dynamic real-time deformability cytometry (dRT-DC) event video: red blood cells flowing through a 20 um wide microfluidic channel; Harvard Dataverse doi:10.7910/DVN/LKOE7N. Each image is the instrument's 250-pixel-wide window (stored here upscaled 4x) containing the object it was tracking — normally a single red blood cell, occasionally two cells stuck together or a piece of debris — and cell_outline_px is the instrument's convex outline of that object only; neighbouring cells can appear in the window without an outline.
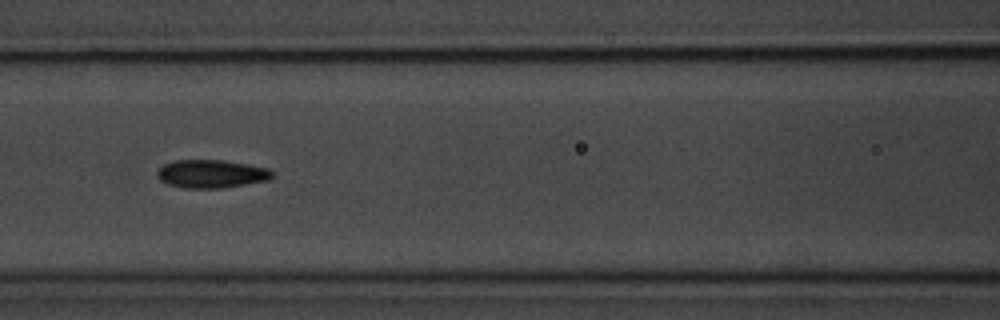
{"species": "common noctule bat (a hibernating species)", "species_latin": "Nyctalus noctula", "temperature_condition": "room temperature", "stored_images_in_passage": 9, "camera_frame_rate_fps": 3000, "um_per_image_px": 0.085, "animal": {"sex": "male", "body_mass_g": 20.1, "forearm_length_mm": 53.5}, "frame": {"image": 1, "passage_image": 6, "time_ms": 1.667, "image_size_px": [1000, 320], "cell_outline_px": [[276, 176], [268, 180], [220, 188], [184, 188], [168, 184], [160, 180], [156, 176], [156, 172], [164, 164], [176, 160], [224, 160], [248, 164], [268, 168]], "centroid_in_image_um": [17.96, 14.77], "position_along_channel_um": 148.6, "area_um2": 18.9}}
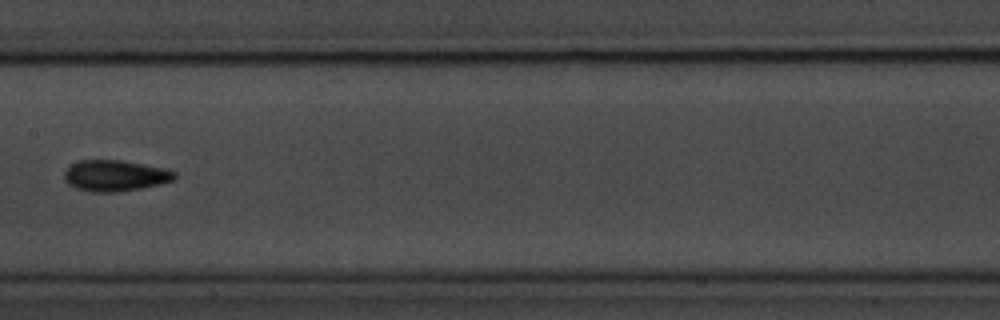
{"frame": {"image": 2, "passage_image": 7, "time_ms": 2.0, "image_size_px": [1000, 320], "cell_outline_px": [[176, 180], [160, 184], [140, 188], [116, 192], [92, 192], [76, 188], [68, 184], [64, 180], [64, 172], [72, 164], [80, 160], [120, 160], [164, 168], [176, 172]], "centroid_in_image_um": [9.79, 14.93], "position_along_channel_um": 197.6, "area_um2": 19.94}}
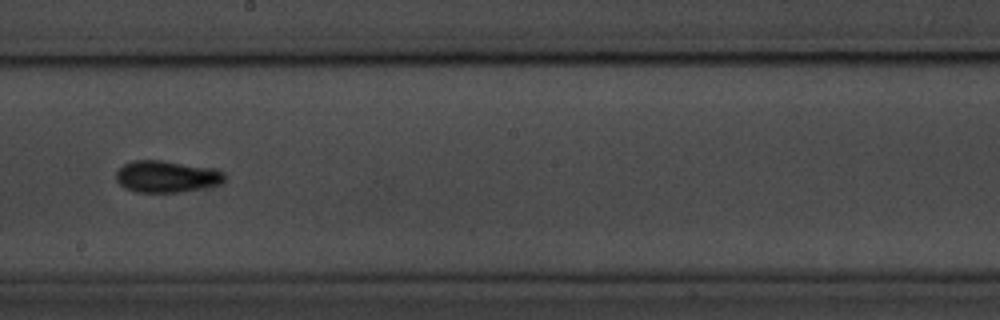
{"frame": {"image": 3, "passage_image": 8, "time_ms": 2.333, "image_size_px": [1000, 320], "cell_outline_px": [[224, 180], [220, 184], [180, 192], [136, 192], [124, 188], [116, 180], [116, 172], [124, 164], [132, 160], [160, 160], [208, 168], [224, 172]], "centroid_in_image_um": [14.09, 15.01], "position_along_channel_um": 234.1, "area_um2": 19.77}}